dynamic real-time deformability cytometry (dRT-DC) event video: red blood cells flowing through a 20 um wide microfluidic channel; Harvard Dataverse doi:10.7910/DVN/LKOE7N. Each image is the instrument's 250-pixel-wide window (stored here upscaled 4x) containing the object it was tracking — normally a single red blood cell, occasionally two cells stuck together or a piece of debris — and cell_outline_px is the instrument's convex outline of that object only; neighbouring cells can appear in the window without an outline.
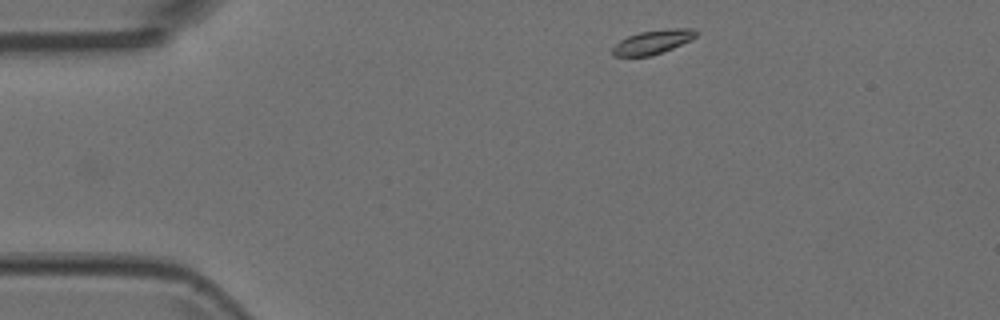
{"species": "Egyptian fruit bat (a non-hibernating species)", "species_latin": "Rousettus aegyptiacus", "temperature_condition": "room temperature", "stored_images_in_passage": 7, "segment_of_instrument_passage": [2, 2], "camera_frame_rate_fps": 3000, "um_per_image_px": 0.085, "animal": {"sex": "female"}, "frame": {"image": 1, "passage_image": 7, "time_ms": 2.0, "image_size_px": [1000, 320], "cell_outline_px": [[700, 32], [692, 40], [652, 56], [612, 56], [612, 48], [620, 40], [628, 36], [640, 32], [672, 28], [692, 28]], "centroid_in_image_um": [55.52, 3.56], "position_along_channel_um": 29.5, "area_um2": 11.73}}